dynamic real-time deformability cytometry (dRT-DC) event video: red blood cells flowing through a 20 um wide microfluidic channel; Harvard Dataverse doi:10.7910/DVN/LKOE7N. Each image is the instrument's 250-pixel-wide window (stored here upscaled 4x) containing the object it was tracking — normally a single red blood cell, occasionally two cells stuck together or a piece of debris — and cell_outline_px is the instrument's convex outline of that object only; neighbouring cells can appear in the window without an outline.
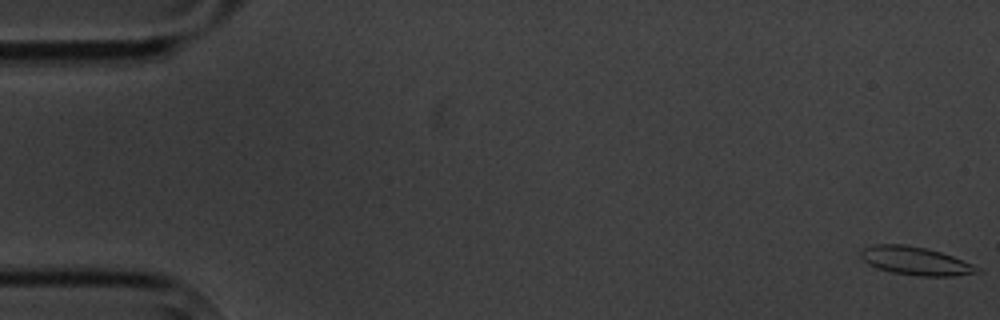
{"species": "common noctule bat (a hibernating species)", "species_latin": "Nyctalus noctula", "temperature_condition": "cold", "stored_images_in_passage": 5, "camera_frame_rate_fps": 3000, "um_per_image_px": 0.085, "animal": {"sex": "male", "body_mass_g": 20.1, "forearm_length_mm": 53.5}, "frame": {"image": 1, "passage_image": 1, "time_ms": 0.0, "image_size_px": [1000, 320], "cell_outline_px": [[984, 272], [952, 276], [920, 276], [892, 272], [876, 268], [868, 264], [860, 256], [860, 252], [864, 248], [872, 244], [904, 244], [924, 248], [940, 252], [952, 256], [972, 264], [980, 268]], "centroid_in_image_um": [77.82, 22.18], "position_along_channel_um": 7.2, "area_um2": 19.13}}